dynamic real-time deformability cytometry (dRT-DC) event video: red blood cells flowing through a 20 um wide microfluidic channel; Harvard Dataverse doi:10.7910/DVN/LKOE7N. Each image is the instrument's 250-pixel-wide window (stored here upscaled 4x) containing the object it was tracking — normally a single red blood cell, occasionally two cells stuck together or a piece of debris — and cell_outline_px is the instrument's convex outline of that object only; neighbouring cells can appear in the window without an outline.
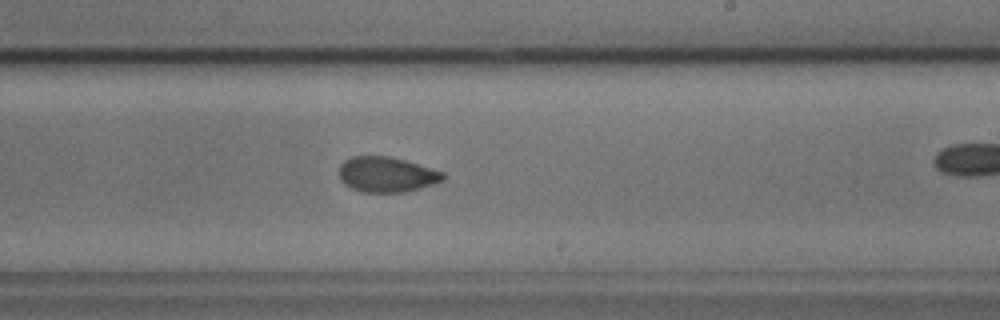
{"species": "common noctule bat (a hibernating species)", "species_latin": "Nyctalus noctula", "temperature_condition": "cold", "stored_images_in_passage": 41, "camera_frame_rate_fps": 3000, "um_per_image_px": 0.085, "animal": {"sex": "male", "body_mass_g": 17.9, "forearm_length_mm": 54.2}, "frame": {"image": 1, "passage_image": 30, "time_ms": 9.667, "image_size_px": [1000, 320], "cell_outline_px": [[444, 180], [420, 188], [404, 192], [360, 192], [344, 184], [340, 180], [340, 164], [344, 160], [352, 156], [388, 156], [404, 160], [444, 172]], "centroid_in_image_um": [32.84, 14.83], "position_along_channel_um": 256.2, "area_um2": 21.27}}